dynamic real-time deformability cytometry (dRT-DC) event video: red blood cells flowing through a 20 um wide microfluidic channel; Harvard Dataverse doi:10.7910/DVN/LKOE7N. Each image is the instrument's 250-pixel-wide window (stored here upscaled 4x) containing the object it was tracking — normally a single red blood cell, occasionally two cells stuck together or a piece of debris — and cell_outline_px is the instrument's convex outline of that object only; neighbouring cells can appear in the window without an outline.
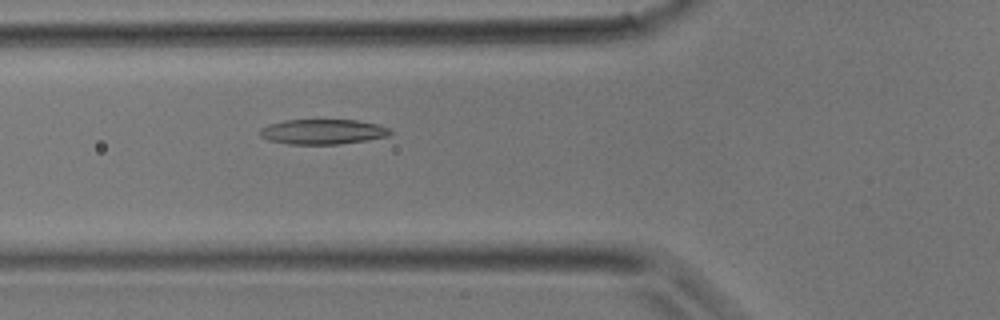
{"species": "common noctule bat (a hibernating species)", "species_latin": "Nyctalus noctula", "temperature_condition": "room temperature", "stored_images_in_passage": 38, "camera_frame_rate_fps": 3000, "um_per_image_px": 0.085, "animal": {"sex": "male", "body_mass_g": 17.9}, "frame": {"image": 1, "passage_image": 13, "time_ms": 4.0, "image_size_px": [1000, 320], "cell_outline_px": [[392, 132], [388, 136], [340, 144], [288, 144], [268, 140], [260, 136], [260, 128], [268, 124], [284, 120], [356, 120], [376, 124], [388, 128]], "centroid_in_image_um": [27.38, 11.19], "position_along_channel_um": 98.4, "area_um2": 18.9}}
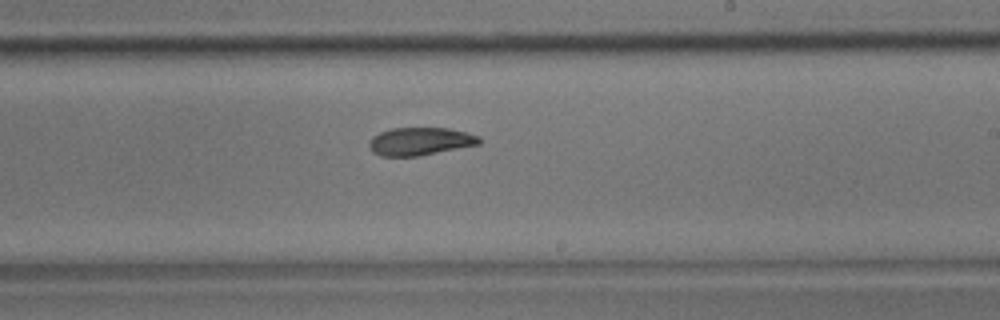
{"frame": {"image": 2, "passage_image": 22, "time_ms": 7.0, "image_size_px": [1000, 320], "cell_outline_px": [[480, 144], [420, 156], [380, 156], [372, 152], [368, 144], [372, 136], [380, 132], [392, 128], [448, 128], [480, 136]], "centroid_in_image_um": [35.69, 12.02], "position_along_channel_um": 253.3, "area_um2": 17.92}}
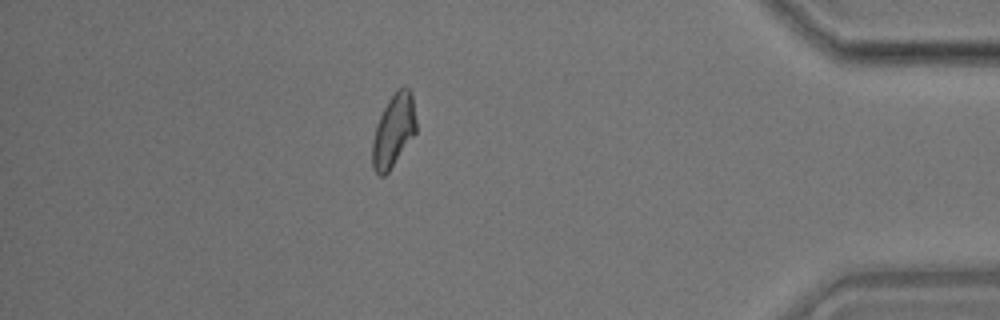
{"frame": {"image": 3, "passage_image": 33, "time_ms": 10.667, "image_size_px": [1000, 320], "cell_outline_px": [[416, 132], [388, 172], [384, 176], [380, 176], [372, 168], [372, 140], [376, 124], [388, 100], [396, 88], [408, 88], [412, 92], [416, 120]], "centroid_in_image_um": [33.44, 11.09], "position_along_channel_um": 401.8, "area_um2": 18.55}}